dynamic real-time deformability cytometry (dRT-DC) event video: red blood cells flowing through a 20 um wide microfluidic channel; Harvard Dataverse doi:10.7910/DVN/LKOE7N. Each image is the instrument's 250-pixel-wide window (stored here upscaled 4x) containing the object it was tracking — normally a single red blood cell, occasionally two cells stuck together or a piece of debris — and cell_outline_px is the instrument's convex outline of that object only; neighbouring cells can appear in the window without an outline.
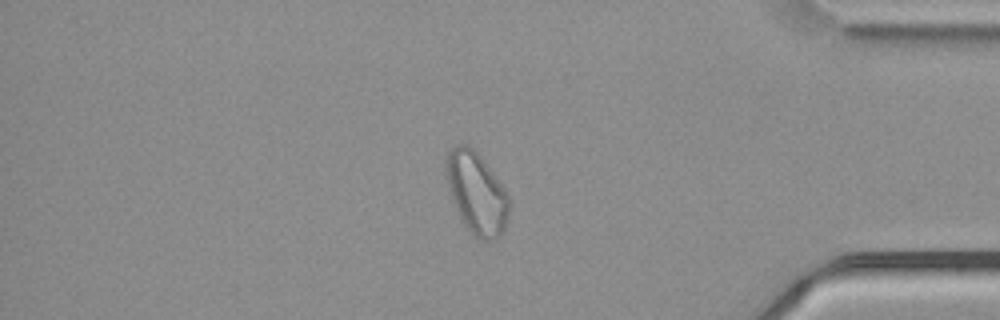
{"species": "common noctule bat (a hibernating species)", "species_latin": "Nyctalus noctula", "temperature_condition": "cold", "stored_images_in_passage": 56, "camera_frame_rate_fps": 3000, "um_per_image_px": 0.085, "animal": {"sex": "male", "body_mass_g": 21.5, "forearm_length_mm": 52.0}, "frame": {"image": 1, "passage_image": 48, "time_ms": 15.667, "image_size_px": [1000, 320], "cell_outline_px": [[508, 220], [500, 236], [492, 240], [480, 240], [472, 236], [460, 220], [452, 196], [448, 180], [448, 152], [456, 144], [468, 144], [480, 156], [504, 188], [508, 196]], "centroid_in_image_um": [40.53, 16.47], "position_along_channel_um": 394.7, "area_um2": 29.3}, "authors_computed_cell_mechanics": {"area_um2": 29.8248, "velocity_mm_per_s": 3.7006, "shape_relaxation_time_tau1_ms": null, "shape_relaxation_time_tau2_ms": 2.0533, "deformation_change_tau1": null, "deformation_change_tau2": 0.0778}}